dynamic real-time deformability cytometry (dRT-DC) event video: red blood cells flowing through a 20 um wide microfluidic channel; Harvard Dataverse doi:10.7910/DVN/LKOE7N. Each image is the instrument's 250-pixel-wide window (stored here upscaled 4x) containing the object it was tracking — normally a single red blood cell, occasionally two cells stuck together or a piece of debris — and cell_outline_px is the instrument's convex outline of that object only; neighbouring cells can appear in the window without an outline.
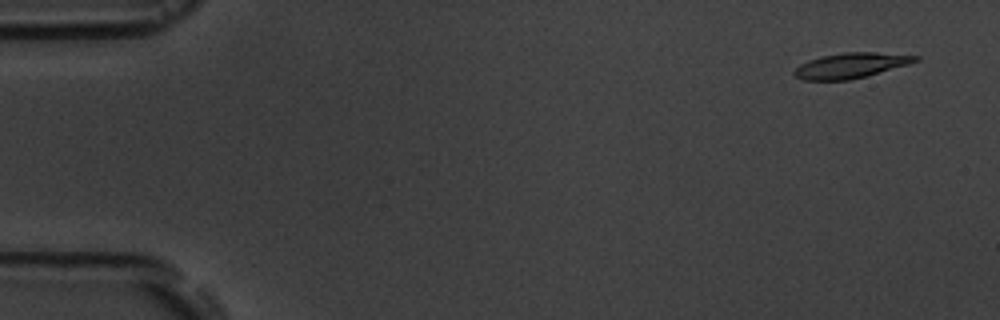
{"species": "common noctule bat (a hibernating species)", "species_latin": "Nyctalus noctula", "temperature_condition": "room temperature", "stored_images_in_passage": 6, "camera_frame_rate_fps": 3000, "um_per_image_px": 0.085, "animal": {"sex": "male", "body_mass_g": 19.5, "forearm_length_mm": 54.6}, "frame": {"image": 1, "passage_image": 1, "time_ms": 0.0, "image_size_px": [1000, 320], "cell_outline_px": [[920, 60], [908, 64], [868, 76], [848, 80], [804, 80], [796, 76], [792, 72], [800, 64], [808, 60], [824, 56], [844, 52], [876, 52], [920, 56]], "centroid_in_image_um": [72.34, 5.57], "position_along_channel_um": 12.7, "area_um2": 17.74}}
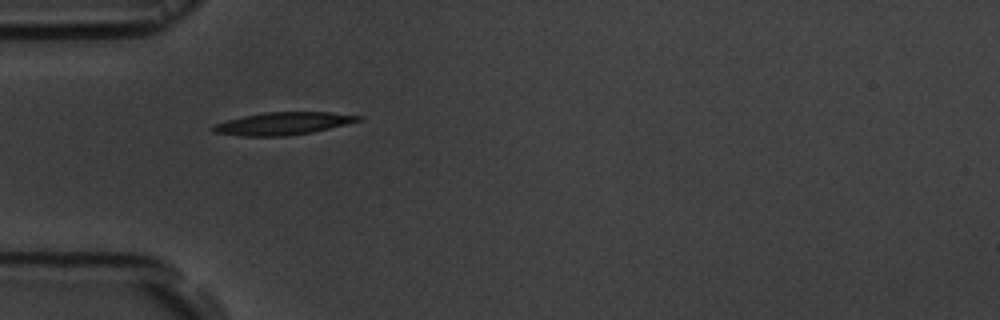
{"frame": {"image": 2, "passage_image": 5, "time_ms": 4.667, "image_size_px": [1000, 320], "cell_outline_px": [[364, 120], [312, 132], [288, 136], [244, 136], [216, 132], [212, 128], [216, 124], [228, 120], [244, 116], [264, 112], [332, 112], [364, 116]], "centroid_in_image_um": [24.17, 10.49], "position_along_channel_um": 60.8, "area_um2": 18.96}}
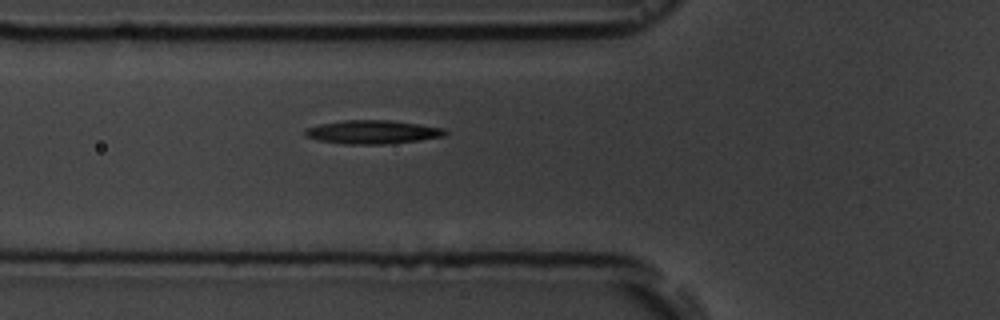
{"frame": {"image": 3, "passage_image": 6, "time_ms": 5.667, "image_size_px": [1000, 320], "cell_outline_px": [[448, 132], [444, 136], [420, 140], [384, 144], [344, 144], [320, 140], [304, 136], [304, 132], [308, 128], [320, 124], [344, 120], [392, 120], [420, 124], [444, 128]], "centroid_in_image_um": [31.7, 11.22], "position_along_channel_um": 94.1, "area_um2": 19.19}}